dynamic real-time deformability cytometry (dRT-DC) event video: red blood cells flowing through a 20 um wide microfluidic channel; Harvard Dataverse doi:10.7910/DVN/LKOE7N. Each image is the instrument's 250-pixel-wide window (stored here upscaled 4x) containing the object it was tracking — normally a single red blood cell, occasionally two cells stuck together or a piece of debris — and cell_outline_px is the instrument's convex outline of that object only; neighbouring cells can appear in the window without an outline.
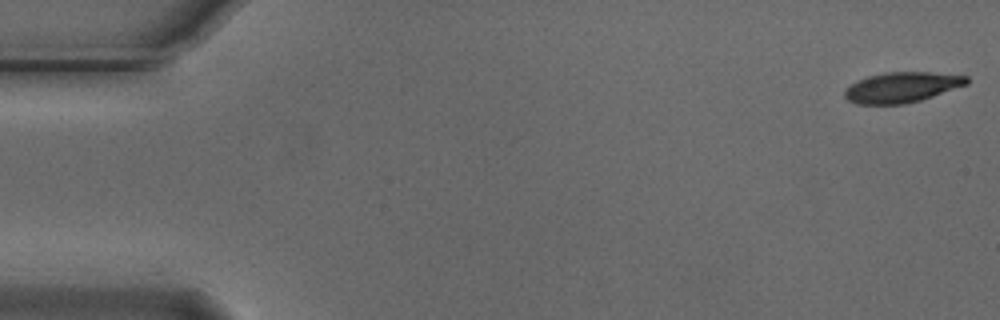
{"species": "Egyptian fruit bat (a non-hibernating species)", "species_latin": "Rousettus aegyptiacus", "temperature_condition": "cold", "stored_images_in_passage": 55, "camera_frame_rate_fps": 3000, "um_per_image_px": 0.085, "animal": {"sex": "male"}, "frame": {"image": 1, "passage_image": 1, "time_ms": 0.0, "image_size_px": [1000, 320], "cell_outline_px": [[968, 84], [920, 100], [904, 104], [856, 104], [848, 100], [844, 96], [844, 88], [856, 80], [868, 76], [884, 72], [932, 72], [968, 76]], "centroid_in_image_um": [76.61, 7.41], "position_along_channel_um": 8.4, "area_um2": 21.68}}
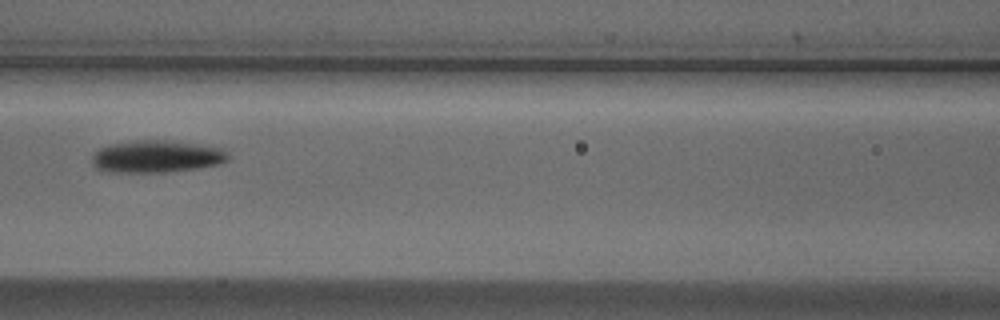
{"frame": {"image": 2, "passage_image": 24, "time_ms": 7.667, "image_size_px": [1000, 320], "cell_outline_px": [[228, 160], [220, 164], [200, 168], [164, 172], [100, 172], [92, 164], [92, 156], [100, 148], [108, 144], [140, 140], [168, 140], [208, 144], [224, 148], [228, 152]], "centroid_in_image_um": [13.35, 13.29], "position_along_channel_um": 153.2, "area_um2": 26.18}}
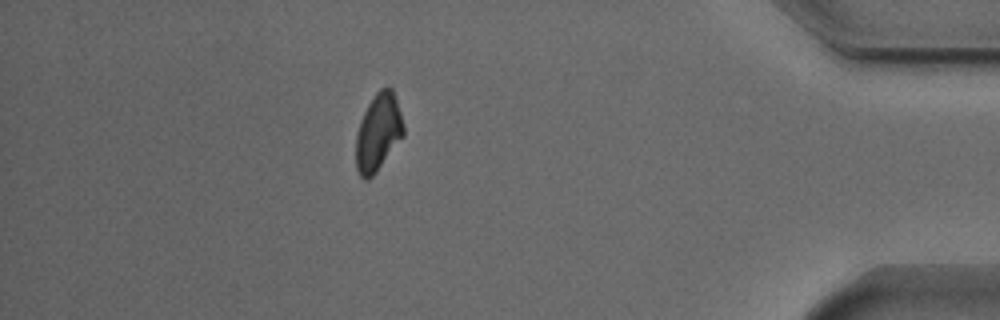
{"frame": {"image": 3, "passage_image": 48, "time_ms": 15.667, "image_size_px": [1000, 320], "cell_outline_px": [[404, 136], [376, 172], [368, 180], [364, 180], [360, 176], [356, 168], [356, 132], [360, 120], [368, 104], [376, 92], [380, 88], [392, 88], [404, 124]], "centroid_in_image_um": [32.14, 11.27], "position_along_channel_um": 403.1, "area_um2": 21.44}, "authors_computed_cell_mechanics": {"area_um2": 23.12, "velocity_mm_per_s": 3.7093, "shape_relaxation_time_tau1_ms": 2.4856, "shape_relaxation_time_tau2_ms": null, "deformation_change_tau1": 0.1044, "deformation_change_tau2": null}}